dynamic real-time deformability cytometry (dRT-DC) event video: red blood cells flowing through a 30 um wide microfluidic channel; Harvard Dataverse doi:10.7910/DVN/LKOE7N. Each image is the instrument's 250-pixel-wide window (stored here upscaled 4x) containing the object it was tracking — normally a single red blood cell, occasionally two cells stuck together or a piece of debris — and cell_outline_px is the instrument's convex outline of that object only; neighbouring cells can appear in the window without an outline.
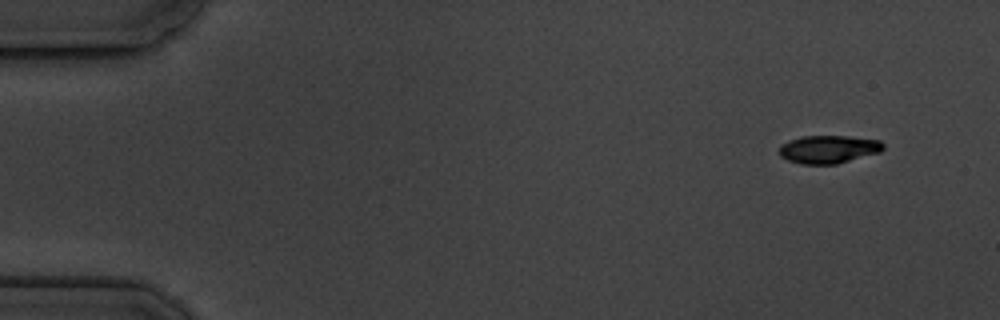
{"species": "common noctule bat (a hibernating species)", "species_latin": "Nyctalus noctula", "temperature_condition": "cold", "stored_images_in_passage": 5, "camera_frame_rate_fps": 3000, "um_per_image_px": 0.085, "animal": {"sex": "male", "body_mass_g": 19.5, "forearm_length_mm": 54.6}, "frame": {"image": 1, "passage_image": 1, "time_ms": 0.0, "image_size_px": [1000, 320], "cell_outline_px": [[884, 148], [880, 152], [836, 164], [800, 164], [788, 160], [780, 156], [780, 148], [788, 140], [804, 136], [848, 136], [880, 140], [884, 144]], "centroid_in_image_um": [70.44, 12.69], "position_along_channel_um": 14.6, "area_um2": 16.88}}
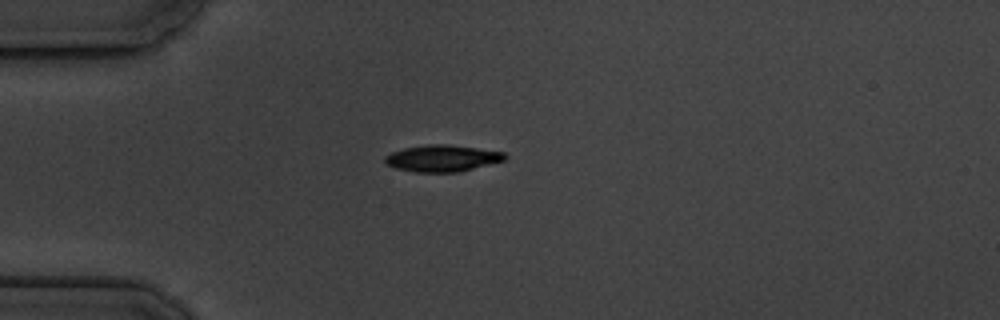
{"frame": {"image": 2, "passage_image": 4, "time_ms": 3.667, "image_size_px": [1000, 320], "cell_outline_px": [[508, 156], [504, 160], [456, 172], [416, 172], [396, 168], [388, 164], [384, 160], [384, 156], [392, 152], [404, 148], [428, 144], [448, 144], [504, 152]], "centroid_in_image_um": [37.57, 13.44], "position_along_channel_um": 47.4, "area_um2": 18.32}}